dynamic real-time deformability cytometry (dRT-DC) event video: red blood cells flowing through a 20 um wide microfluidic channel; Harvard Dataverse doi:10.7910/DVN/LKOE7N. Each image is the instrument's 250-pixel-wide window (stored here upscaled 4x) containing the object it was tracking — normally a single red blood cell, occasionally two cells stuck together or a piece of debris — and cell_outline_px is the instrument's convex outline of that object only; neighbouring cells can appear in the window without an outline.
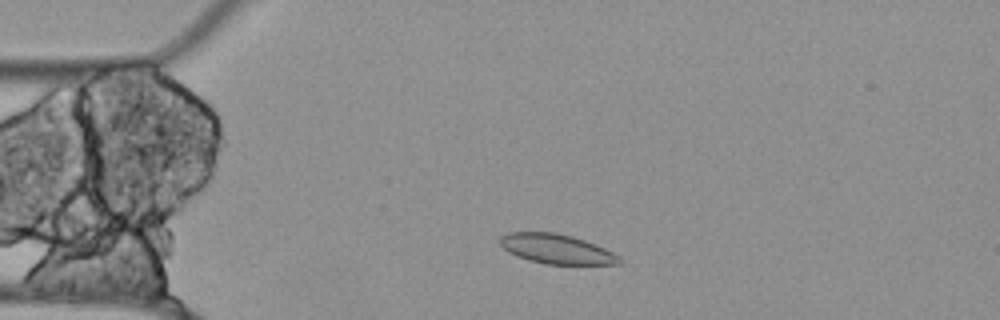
{"species": "Egyptian fruit bat (a non-hibernating species)", "species_latin": "Rousettus aegyptiacus", "temperature_condition": "cold", "stored_images_in_passage": 50, "camera_frame_rate_fps": 3000, "um_per_image_px": 0.085, "animal": {"sex": "female"}, "frame": {"image": 1, "passage_image": 7, "time_ms": 2.0, "image_size_px": [1000, 320], "cell_outline_px": [[620, 264], [544, 264], [528, 260], [516, 256], [508, 252], [500, 244], [500, 236], [508, 232], [556, 232], [572, 236], [584, 240], [604, 248], [620, 256]], "centroid_in_image_um": [47.27, 21.16], "position_along_channel_um": 37.7, "area_um2": 20.58}}
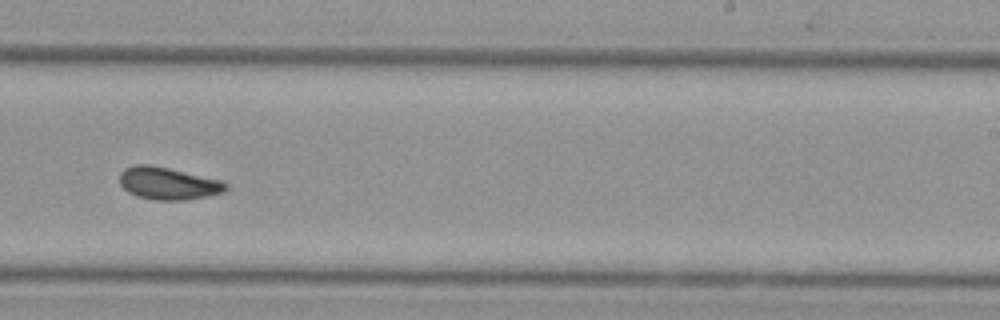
{"frame": {"image": 2, "passage_image": 29, "time_ms": 9.333, "image_size_px": [1000, 320], "cell_outline_px": [[228, 188], [224, 192], [208, 196], [184, 200], [156, 200], [136, 196], [128, 192], [120, 184], [120, 172], [124, 168], [132, 164], [148, 164], [168, 168], [220, 180], [228, 184]], "centroid_in_image_um": [14.27, 15.59], "position_along_channel_um": 274.7, "area_um2": 20.06}}
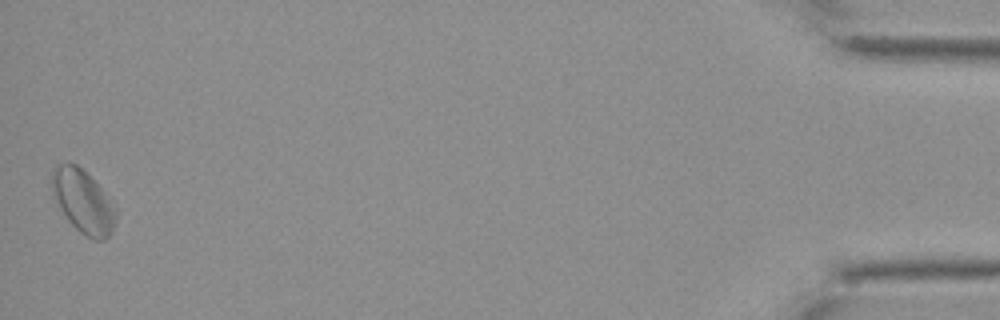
{"frame": {"image": 3, "passage_image": 50, "time_ms": 16.333, "image_size_px": [1000, 320], "cell_outline_px": [[116, 220], [112, 232], [104, 240], [96, 240], [80, 232], [68, 220], [52, 196], [52, 172], [56, 164], [76, 164], [108, 196], [116, 208]], "centroid_in_image_um": [7.06, 17.15], "position_along_channel_um": 428.1, "area_um2": 23.12}, "authors_computed_cell_mechanics": {"area_um2": 20.2011, "velocity_mm_per_s": 3.498, "shape_relaxation_time_tau1_ms": null, "shape_relaxation_time_tau2_ms": 7.8027, "deformation_change_tau1": null, "deformation_change_tau2": 0.1037}}